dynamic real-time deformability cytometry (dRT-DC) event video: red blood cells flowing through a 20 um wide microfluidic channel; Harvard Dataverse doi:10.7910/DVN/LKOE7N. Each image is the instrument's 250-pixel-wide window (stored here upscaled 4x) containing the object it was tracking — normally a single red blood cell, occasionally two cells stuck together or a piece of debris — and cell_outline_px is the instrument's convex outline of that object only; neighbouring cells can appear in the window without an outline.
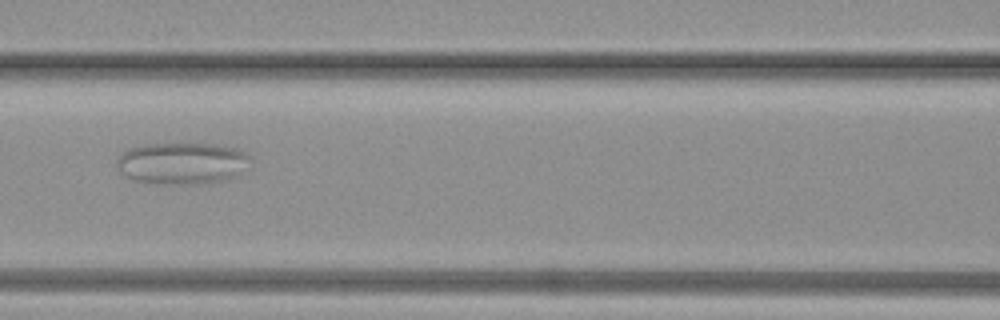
{"species": "common noctule bat (a hibernating species)", "species_latin": "Nyctalus noctula", "temperature_condition": "warm", "stored_images_in_passage": 36, "camera_frame_rate_fps": 3000, "um_per_image_px": 0.085, "animal": {"sex": "female", "body_mass_g": 19.3, "forearm_length_mm": 54.1}, "frame": {"image": 1, "passage_image": 14, "time_ms": 4.333, "image_size_px": [1000, 320], "cell_outline_px": [[248, 156], [236, 176], [212, 184], [172, 184], [132, 180], [116, 164], [116, 160], [128, 148], [144, 144], [216, 144], [236, 148], [244, 152]], "centroid_in_image_um": [15.44, 13.88], "position_along_channel_um": 151.2, "area_um2": 31.91}}